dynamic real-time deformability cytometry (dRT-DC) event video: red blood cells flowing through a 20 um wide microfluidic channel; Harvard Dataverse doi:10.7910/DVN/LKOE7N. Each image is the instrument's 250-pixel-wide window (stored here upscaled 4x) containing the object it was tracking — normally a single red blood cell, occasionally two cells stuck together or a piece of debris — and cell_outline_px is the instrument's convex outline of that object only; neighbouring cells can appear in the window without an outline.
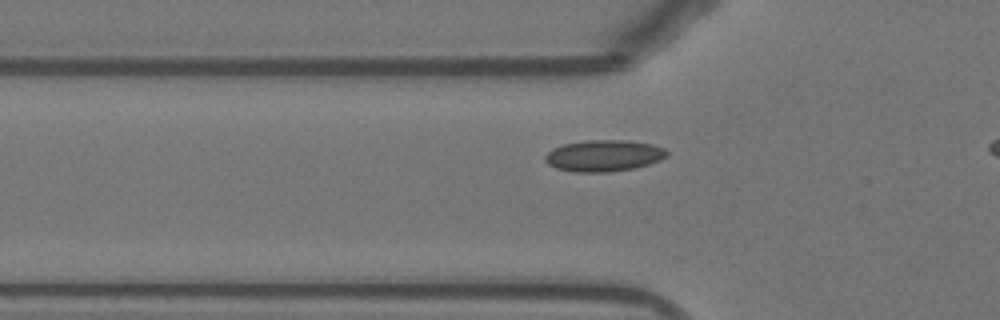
{"species": "Egyptian fruit bat (a non-hibernating species)", "species_latin": "Rousettus aegyptiacus", "temperature_condition": "warm", "stored_images_in_passage": 35, "camera_frame_rate_fps": 3000, "um_per_image_px": 0.085, "animal": {"sex": "female"}, "frame": {"image": 1, "passage_image": 9, "time_ms": 2.667, "image_size_px": [1000, 320], "cell_outline_px": [[668, 156], [660, 160], [648, 164], [632, 168], [608, 172], [576, 172], [556, 168], [548, 164], [544, 160], [544, 156], [552, 148], [564, 144], [588, 140], [628, 140], [652, 144], [664, 148], [668, 152]], "centroid_in_image_um": [51.32, 13.23], "position_along_channel_um": 74.5, "area_um2": 22.31}}
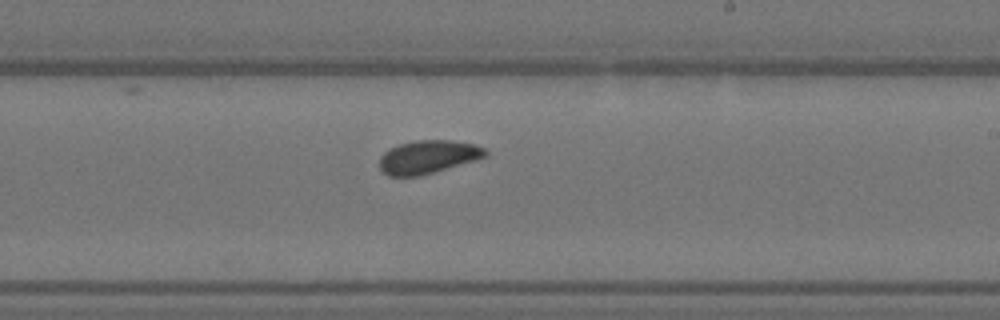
{"frame": {"image": 2, "passage_image": 23, "time_ms": 7.333, "image_size_px": [1000, 320], "cell_outline_px": [[488, 156], [476, 160], [420, 176], [388, 176], [380, 168], [380, 156], [388, 148], [400, 144], [416, 140], [452, 140], [476, 144], [484, 148], [488, 152]], "centroid_in_image_um": [36.4, 13.33], "position_along_channel_um": 252.6, "area_um2": 20.63}}
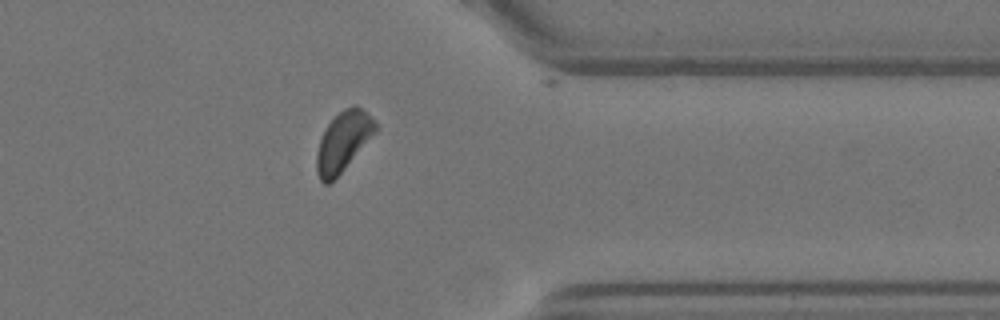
{"frame": {"image": 3, "passage_image": 34, "time_ms": 11.0, "image_size_px": [1000, 320], "cell_outline_px": [[376, 132], [344, 168], [328, 184], [324, 184], [320, 180], [316, 172], [316, 152], [324, 128], [344, 108], [352, 104], [356, 104], [376, 124]], "centroid_in_image_um": [29.12, 12.03], "position_along_channel_um": 382.3, "area_um2": 19.94}}